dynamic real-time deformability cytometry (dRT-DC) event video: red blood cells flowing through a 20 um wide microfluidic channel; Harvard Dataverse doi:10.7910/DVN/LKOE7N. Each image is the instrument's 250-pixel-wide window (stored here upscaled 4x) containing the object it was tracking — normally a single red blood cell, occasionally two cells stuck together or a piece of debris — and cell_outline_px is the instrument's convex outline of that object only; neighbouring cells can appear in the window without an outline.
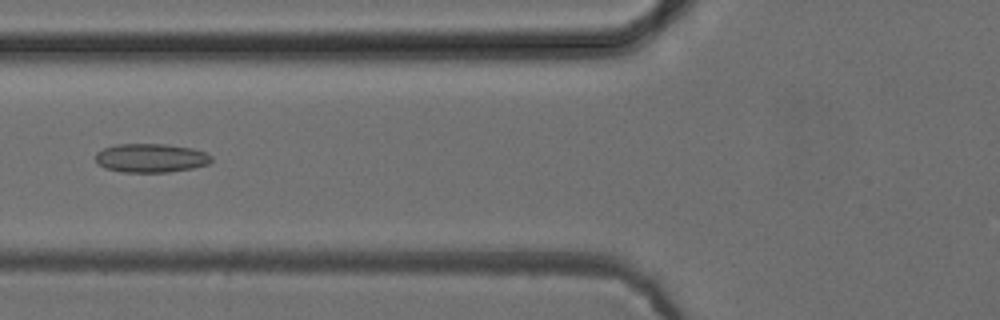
{"species": "common noctule bat (a hibernating species)", "species_latin": "Nyctalus noctula", "temperature_condition": "cold", "stored_images_in_passage": 52, "camera_frame_rate_fps": 3000, "um_per_image_px": 0.085, "animal": {"sex": "female", "body_mass_g": 24.6, "forearm_length_mm": 56.2}, "frame": {"image": 1, "passage_image": 21, "time_ms": 6.667, "image_size_px": [1000, 320], "cell_outline_px": [[212, 160], [208, 164], [192, 168], [168, 172], [124, 172], [104, 168], [96, 160], [96, 152], [104, 148], [116, 144], [164, 144], [192, 148], [204, 152], [212, 156]], "centroid_in_image_um": [12.82, 13.43], "position_along_channel_um": 113.0, "area_um2": 19.36}}
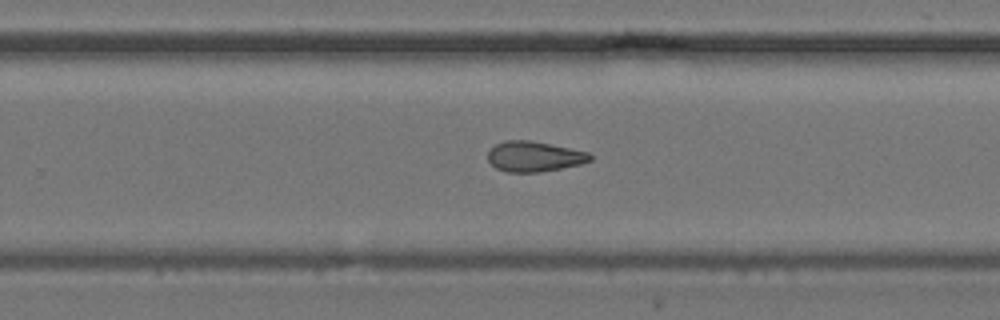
{"frame": {"image": 2, "passage_image": 34, "time_ms": 11.0, "image_size_px": [1000, 320], "cell_outline_px": [[592, 160], [580, 164], [540, 172], [508, 172], [496, 168], [488, 160], [488, 152], [496, 144], [504, 140], [528, 140], [588, 152], [592, 156]], "centroid_in_image_um": [45.39, 13.3], "position_along_channel_um": 284.4, "area_um2": 17.8}}
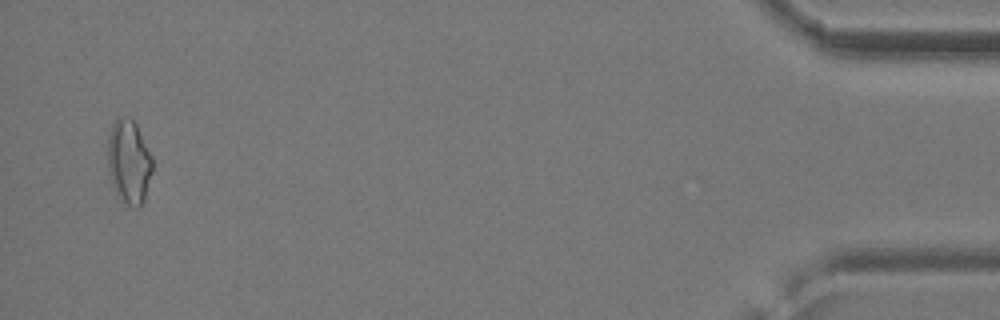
{"frame": {"image": 3, "passage_image": 51, "time_ms": 16.667, "image_size_px": [1000, 320], "cell_outline_px": [[152, 172], [144, 200], [140, 208], [132, 208], [116, 192], [112, 184], [108, 172], [108, 136], [112, 124], [120, 116], [124, 116], [132, 120], [136, 124], [152, 156]], "centroid_in_image_um": [10.96, 13.75], "position_along_channel_um": 424.2, "area_um2": 21.79}, "authors_computed_cell_mechanics": {"area_um2": 19.1607, "velocity_mm_per_s": 3.9594, "shape_relaxation_time_tau1_ms": null, "shape_relaxation_time_tau2_ms": 3.098, "deformation_change_tau1": null, "deformation_change_tau2": 0.0961}}